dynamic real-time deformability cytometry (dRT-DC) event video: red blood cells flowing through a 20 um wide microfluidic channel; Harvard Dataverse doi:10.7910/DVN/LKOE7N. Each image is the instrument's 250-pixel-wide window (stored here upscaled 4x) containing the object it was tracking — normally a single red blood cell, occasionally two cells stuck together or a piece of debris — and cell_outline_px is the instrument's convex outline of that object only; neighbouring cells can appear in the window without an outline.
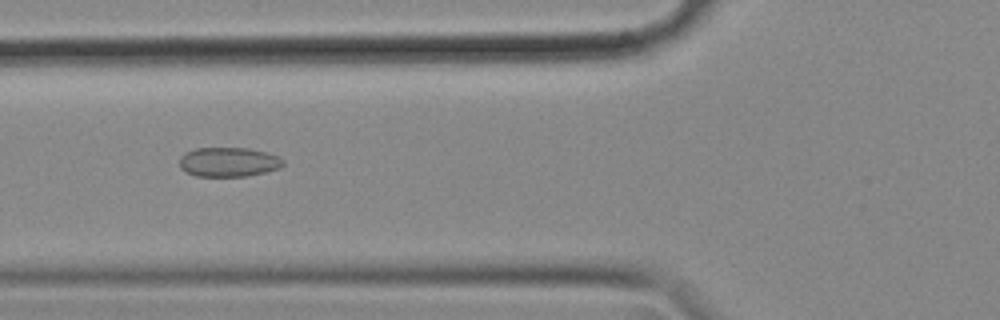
{"species": "common noctule bat (a hibernating species)", "species_latin": "Nyctalus noctula", "temperature_condition": "cold", "stored_images_in_passage": 56, "camera_frame_rate_fps": 3000, "um_per_image_px": 0.085, "animal": {"sex": "female", "body_mass_g": 18.4}, "frame": {"image": 1, "passage_image": 21, "time_ms": 6.667, "image_size_px": [1000, 320], "cell_outline_px": [[284, 164], [280, 168], [248, 176], [196, 176], [184, 172], [180, 168], [180, 156], [184, 152], [196, 148], [248, 148], [268, 152], [280, 156], [284, 160]], "centroid_in_image_um": [19.43, 13.76], "position_along_channel_um": 106.4, "area_um2": 18.03}}
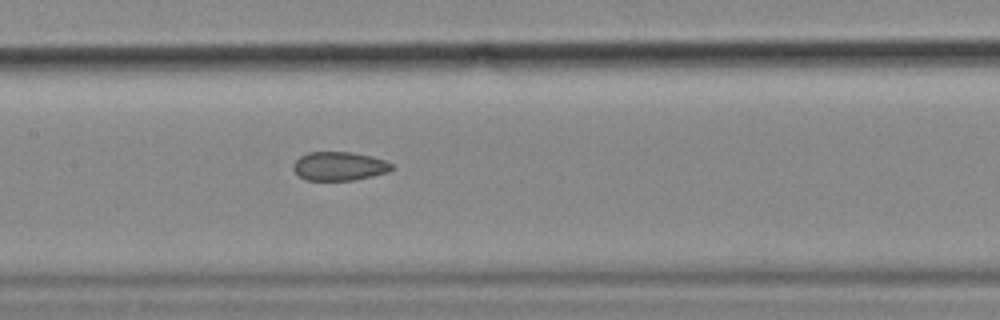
{"frame": {"image": 2, "passage_image": 27, "time_ms": 8.667, "image_size_px": [1000, 320], "cell_outline_px": [[392, 168], [388, 172], [356, 180], [308, 180], [300, 176], [292, 168], [292, 164], [300, 156], [308, 152], [352, 152], [372, 156], [384, 160], [392, 164]], "centroid_in_image_um": [28.83, 14.12], "position_along_channel_um": 178.6, "area_um2": 16.47}}
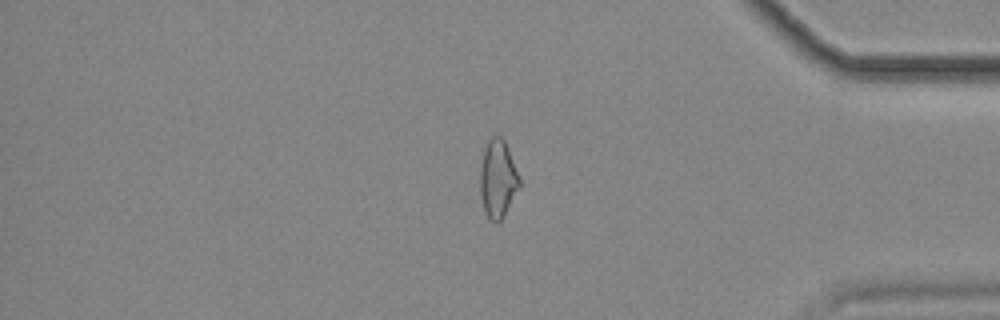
{"frame": {"image": 3, "passage_image": 47, "time_ms": 15.333, "image_size_px": [1000, 320], "cell_outline_px": [[520, 188], [504, 216], [496, 224], [488, 216], [484, 208], [480, 196], [480, 168], [484, 148], [488, 140], [492, 136], [500, 136], [504, 140], [508, 148], [520, 180]], "centroid_in_image_um": [42.31, 15.2], "position_along_channel_um": 392.9, "area_um2": 17.8}, "authors_computed_cell_mechanics": {"area_um2": 18.2648, "velocity_mm_per_s": 3.5947, "shape_relaxation_time_tau1_ms": null, "shape_relaxation_time_tau2_ms": 2.6804, "deformation_change_tau1": null, "deformation_change_tau2": 0.0751}}